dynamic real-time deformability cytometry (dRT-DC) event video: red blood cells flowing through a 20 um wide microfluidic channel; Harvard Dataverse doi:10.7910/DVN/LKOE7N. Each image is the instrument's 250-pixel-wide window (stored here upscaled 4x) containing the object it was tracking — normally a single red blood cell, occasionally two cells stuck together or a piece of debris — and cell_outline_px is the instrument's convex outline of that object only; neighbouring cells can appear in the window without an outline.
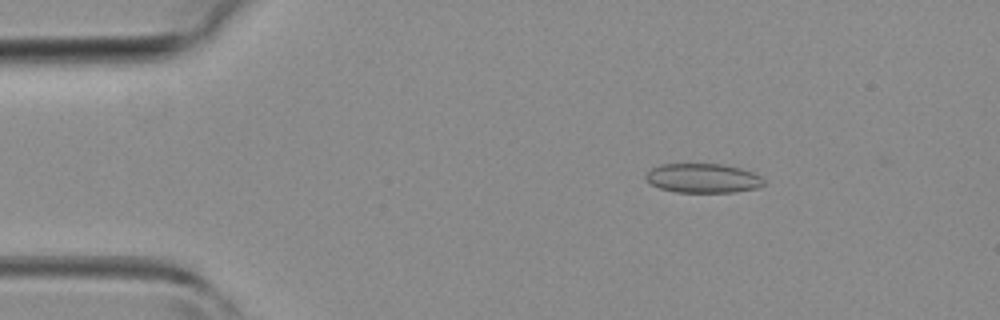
{"species": "common noctule bat (a hibernating species)", "species_latin": "Nyctalus noctula", "temperature_condition": "room temperature", "stored_images_in_passage": 42, "camera_frame_rate_fps": 3000, "um_per_image_px": 0.085, "animal": {"sex": "female", "body_mass_g": 19.3, "forearm_length_mm": 54.1}, "frame": {"image": 1, "passage_image": 6, "time_ms": 1.667, "image_size_px": [1000, 320], "cell_outline_px": [[764, 184], [756, 188], [732, 192], [676, 192], [660, 188], [644, 180], [644, 176], [652, 168], [660, 164], [720, 164], [740, 168], [752, 172], [760, 176], [764, 180]], "centroid_in_image_um": [59.72, 15.14], "position_along_channel_um": 25.3, "area_um2": 20.06}}
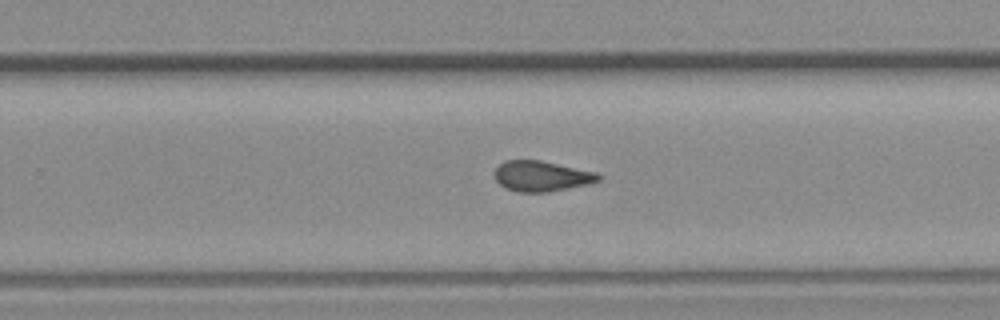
{"frame": {"image": 2, "passage_image": 26, "time_ms": 8.333, "image_size_px": [1000, 320], "cell_outline_px": [[600, 180], [588, 184], [548, 192], [516, 192], [504, 188], [496, 180], [496, 168], [500, 164], [508, 160], [540, 160], [600, 172]], "centroid_in_image_um": [46.07, 14.97], "position_along_channel_um": 283.7, "area_um2": 18.5}}
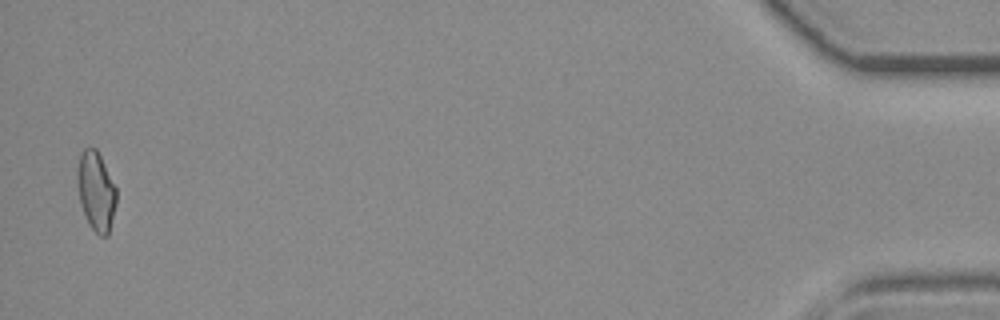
{"frame": {"image": 3, "passage_image": 41, "time_ms": 13.333, "image_size_px": [1000, 320], "cell_outline_px": [[116, 204], [108, 236], [100, 236], [88, 224], [80, 204], [80, 156], [84, 148], [96, 148], [116, 188]], "centroid_in_image_um": [8.21, 16.32], "position_along_channel_um": 427.0, "area_um2": 17.17}}